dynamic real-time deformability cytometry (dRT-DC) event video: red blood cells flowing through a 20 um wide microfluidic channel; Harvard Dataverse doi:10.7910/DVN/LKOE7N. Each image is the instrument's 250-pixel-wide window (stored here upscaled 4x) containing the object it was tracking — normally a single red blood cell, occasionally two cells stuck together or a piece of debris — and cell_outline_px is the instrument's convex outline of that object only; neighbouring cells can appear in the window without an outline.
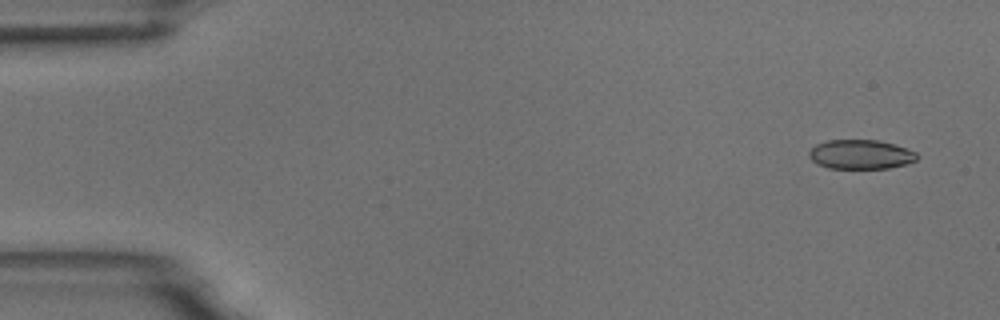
{"species": "common noctule bat (a hibernating species)", "species_latin": "Nyctalus noctula", "temperature_condition": "room temperature", "stored_images_in_passage": 5, "camera_frame_rate_fps": 3000, "um_per_image_px": 0.085, "animal": {"sex": "male", "body_mass_g": 18.8}, "frame": {"image": 1, "passage_image": 1, "time_ms": 0.0, "image_size_px": [1000, 320], "cell_outline_px": [[920, 156], [916, 160], [908, 164], [888, 168], [828, 168], [816, 164], [808, 156], [808, 152], [816, 144], [828, 140], [880, 140], [916, 152]], "centroid_in_image_um": [73.15, 13.13], "position_along_channel_um": 11.9, "area_um2": 18.5}}
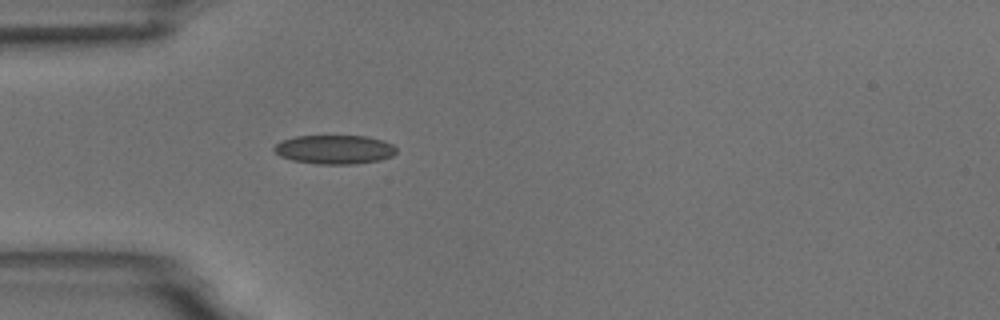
{"frame": {"image": 2, "passage_image": 5, "time_ms": 4.333, "image_size_px": [1000, 320], "cell_outline_px": [[396, 152], [392, 156], [380, 160], [356, 164], [316, 164], [292, 160], [280, 156], [272, 148], [280, 140], [296, 136], [368, 136], [384, 140], [392, 144], [396, 148]], "centroid_in_image_um": [28.44, 12.7], "position_along_channel_um": 56.6, "area_um2": 20.81}}